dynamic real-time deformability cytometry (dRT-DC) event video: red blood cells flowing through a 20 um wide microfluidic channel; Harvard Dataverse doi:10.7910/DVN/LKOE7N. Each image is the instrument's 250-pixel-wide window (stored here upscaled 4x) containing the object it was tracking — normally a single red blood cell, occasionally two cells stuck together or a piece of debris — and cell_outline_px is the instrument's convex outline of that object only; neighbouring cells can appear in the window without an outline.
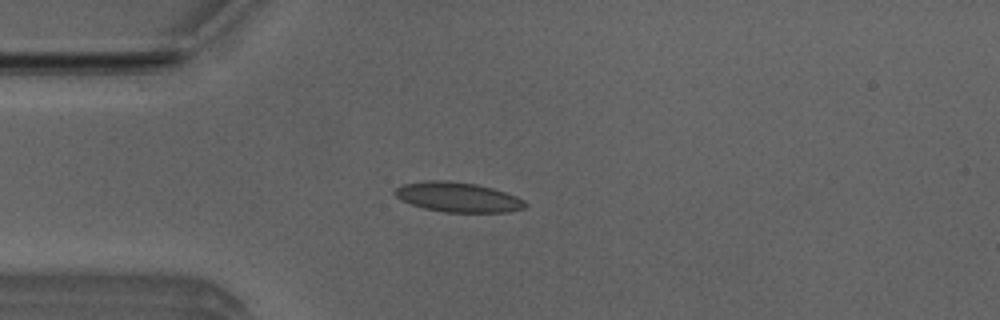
{"species": "Egyptian fruit bat (a non-hibernating species)", "species_latin": "Rousettus aegyptiacus", "temperature_condition": "room temperature", "stored_images_in_passage": 2, "camera_frame_rate_fps": 3000, "um_per_image_px": 0.085, "animal": {"sex": "male"}, "frame": {"image": 1, "passage_image": 1, "time_ms": 0.0, "image_size_px": [1000, 320], "cell_outline_px": [[528, 204], [524, 208], [508, 212], [444, 212], [424, 208], [400, 200], [392, 192], [396, 188], [404, 184], [428, 180], [444, 180], [476, 184], [492, 188], [516, 196], [524, 200]], "centroid_in_image_um": [38.91, 16.76], "position_along_channel_um": 46.1, "area_um2": 22.54}}